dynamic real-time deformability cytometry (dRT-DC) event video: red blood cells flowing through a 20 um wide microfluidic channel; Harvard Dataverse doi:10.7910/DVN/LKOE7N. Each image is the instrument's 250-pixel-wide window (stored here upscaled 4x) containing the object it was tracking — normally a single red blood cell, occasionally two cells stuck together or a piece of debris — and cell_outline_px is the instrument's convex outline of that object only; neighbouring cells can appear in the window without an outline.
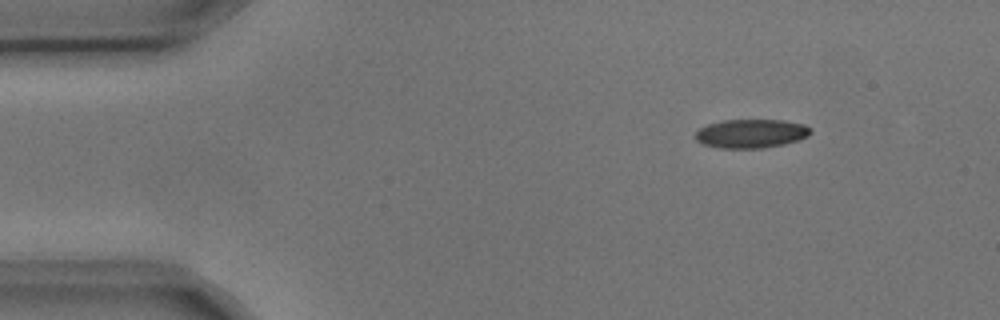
{"species": "common noctule bat (a hibernating species)", "species_latin": "Nyctalus noctula", "temperature_condition": "cold", "stored_images_in_passage": 13, "camera_frame_rate_fps": 3000, "um_per_image_px": 0.085, "animal": {"sex": "male", "body_mass_g": 17.9, "forearm_length_mm": 54.2}, "frame": {"image": 1, "passage_image": 2, "time_ms": 0.333, "image_size_px": [1000, 320], "cell_outline_px": [[812, 132], [808, 136], [784, 144], [764, 148], [720, 148], [704, 144], [696, 140], [696, 132], [700, 128], [708, 124], [724, 120], [784, 120], [804, 124], [812, 128]], "centroid_in_image_um": [63.87, 11.35], "position_along_channel_um": 21.1, "area_um2": 19.31}}
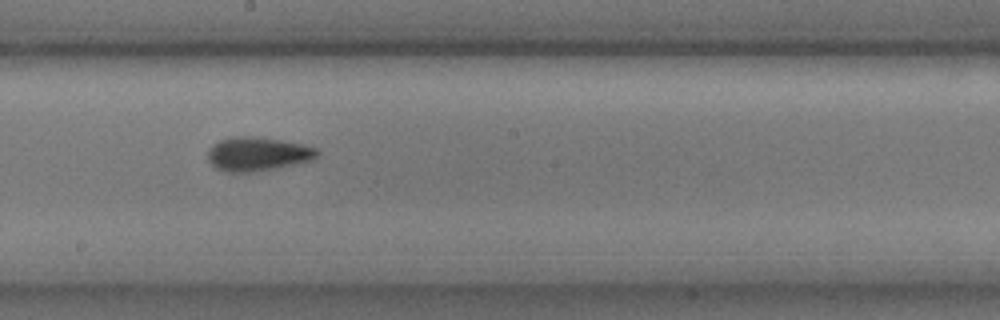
{"frame": {"image": 2, "passage_image": 8, "time_ms": 2.333, "image_size_px": [1000, 320], "cell_outline_px": [[320, 156], [312, 160], [296, 164], [276, 168], [248, 172], [224, 172], [216, 168], [208, 160], [208, 148], [212, 144], [220, 140], [236, 136], [248, 136], [280, 140], [304, 144], [316, 148], [320, 152]], "centroid_in_image_um": [21.91, 13.09], "position_along_channel_um": 226.3, "area_um2": 21.68}}
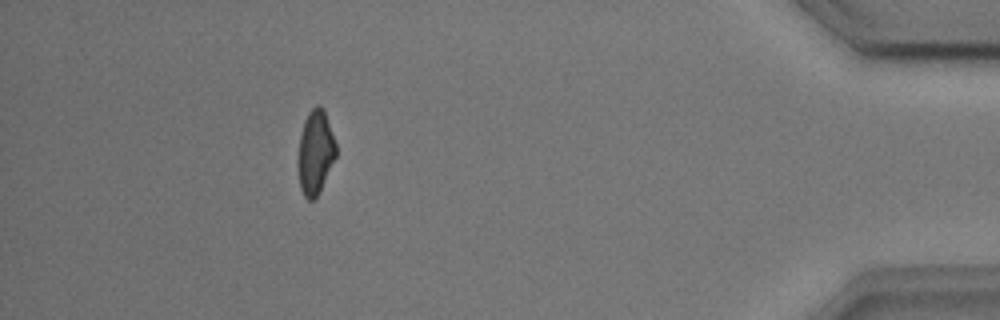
{"frame": {"image": 3, "passage_image": 13, "time_ms": 4.0, "image_size_px": [1000, 320], "cell_outline_px": [[336, 156], [316, 196], [312, 200], [308, 200], [304, 196], [300, 188], [296, 164], [296, 160], [300, 132], [304, 120], [308, 112], [316, 104], [320, 104], [324, 108], [336, 144]], "centroid_in_image_um": [26.76, 12.89], "position_along_channel_um": 408.4, "area_um2": 18.84}}